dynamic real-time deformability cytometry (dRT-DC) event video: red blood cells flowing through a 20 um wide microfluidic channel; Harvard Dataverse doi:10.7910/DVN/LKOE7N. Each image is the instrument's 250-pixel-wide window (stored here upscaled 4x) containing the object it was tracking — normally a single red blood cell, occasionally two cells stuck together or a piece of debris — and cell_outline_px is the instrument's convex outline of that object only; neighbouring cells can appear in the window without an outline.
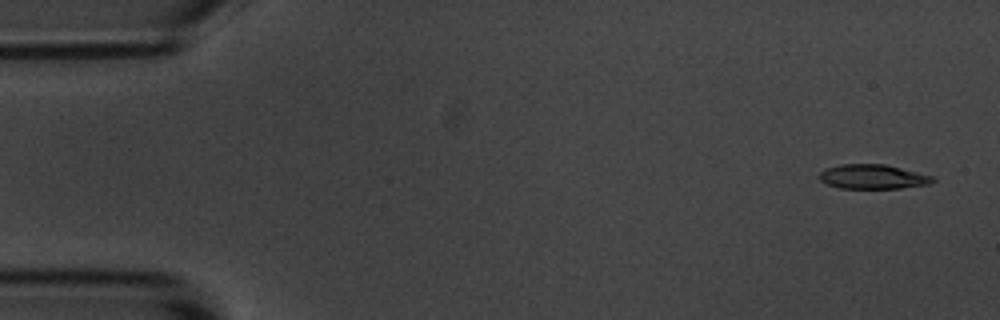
{"species": "common noctule bat (a hibernating species)", "species_latin": "Nyctalus noctula", "temperature_condition": "room temperature", "stored_images_in_passage": 4, "camera_frame_rate_fps": 3000, "um_per_image_px": 0.085, "animal": {"sex": "male", "body_mass_g": 20.1, "forearm_length_mm": 53.5}, "frame": {"image": 1, "passage_image": 1, "time_ms": 0.0, "image_size_px": [1000, 320], "cell_outline_px": [[936, 180], [928, 184], [900, 188], [840, 188], [828, 184], [820, 180], [820, 172], [824, 168], [840, 164], [884, 164], [936, 176]], "centroid_in_image_um": [74.21, 15.01], "position_along_channel_um": 10.8, "area_um2": 16.18}}
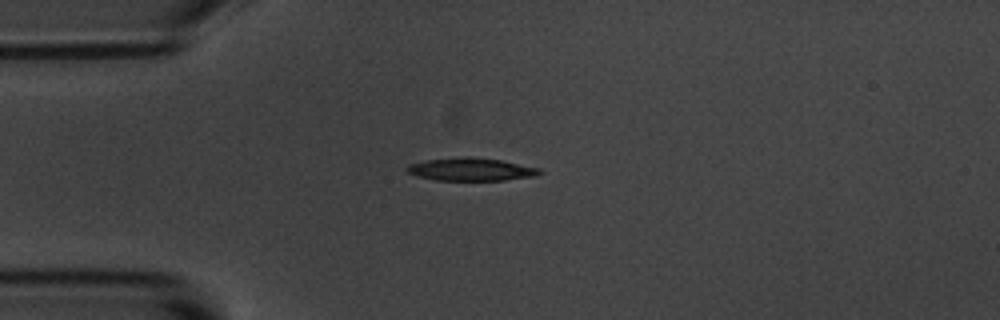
{"frame": {"image": 2, "passage_image": 4, "time_ms": 3.667, "image_size_px": [1000, 320], "cell_outline_px": [[540, 172], [536, 176], [504, 180], [436, 180], [416, 176], [408, 172], [404, 168], [408, 164], [428, 160], [468, 156], [500, 160], [540, 168]], "centroid_in_image_um": [40.0, 14.4], "position_along_channel_um": 45.0, "area_um2": 17.51}}